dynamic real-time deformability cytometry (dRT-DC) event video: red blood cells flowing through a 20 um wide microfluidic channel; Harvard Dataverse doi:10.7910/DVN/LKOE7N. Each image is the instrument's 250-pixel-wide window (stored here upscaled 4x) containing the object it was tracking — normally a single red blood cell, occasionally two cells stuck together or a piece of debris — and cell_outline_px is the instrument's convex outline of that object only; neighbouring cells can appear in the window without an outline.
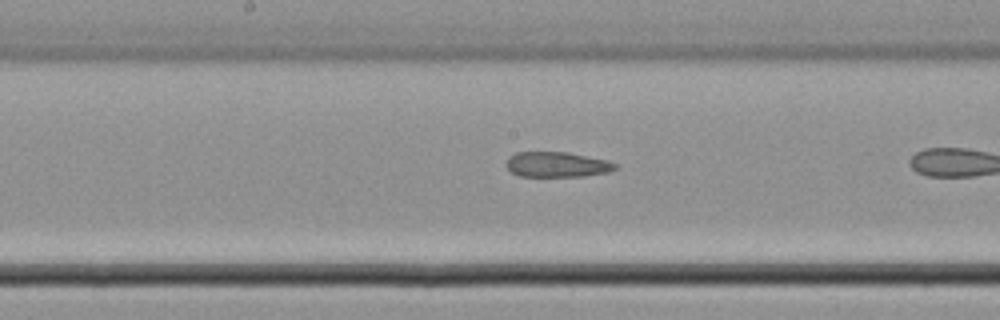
{"species": "common noctule bat (a hibernating species)", "species_latin": "Nyctalus noctula", "temperature_condition": "cold", "stored_images_in_passage": 16, "camera_frame_rate_fps": 3000, "um_per_image_px": 0.085, "animal": {"sex": "male", "body_mass_g": 21.5, "forearm_length_mm": 52.0}, "frame": {"image": 1, "passage_image": 10, "time_ms": 3.0, "image_size_px": [1000, 320], "cell_outline_px": [[616, 168], [608, 172], [584, 176], [520, 176], [512, 172], [504, 164], [508, 156], [516, 152], [568, 152], [608, 160], [616, 164]], "centroid_in_image_um": [47.31, 13.97], "position_along_channel_um": 200.9, "area_um2": 16.07}}